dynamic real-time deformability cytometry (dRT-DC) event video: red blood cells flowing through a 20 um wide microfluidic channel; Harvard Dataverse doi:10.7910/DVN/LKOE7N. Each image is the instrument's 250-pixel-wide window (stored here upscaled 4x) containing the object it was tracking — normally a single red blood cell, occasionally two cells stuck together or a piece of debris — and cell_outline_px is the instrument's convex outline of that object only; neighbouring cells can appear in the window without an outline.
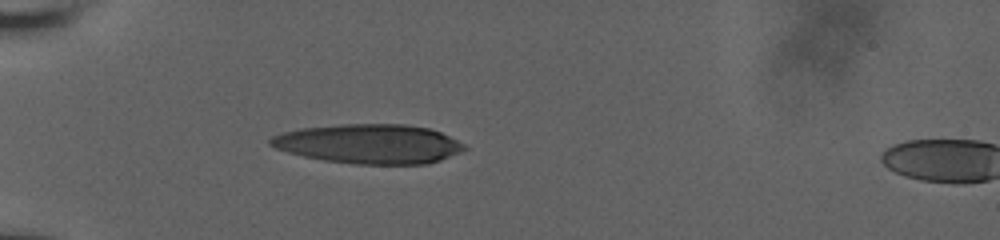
{"species": "human", "species_latin": "Homo sapiens", "temperature_condition": "room temperature", "stored_images_in_passage": 39, "camera_frame_rate_fps": 3000, "um_per_image_px": 0.085, "donor": {"sex": "male"}, "frame": {"image": 1, "passage_image": 1, "time_ms": 0.0, "image_size_px": [1000, 240], "cell_outline_px": [[468, 148], [460, 152], [440, 160], [424, 164], [356, 164], [324, 160], [304, 156], [288, 152], [276, 148], [268, 144], [268, 140], [272, 136], [284, 132], [300, 128], [340, 124], [404, 124], [428, 128], [440, 132], [464, 144]], "centroid_in_image_um": [31.36, 12.22], "position_along_channel_um": 53.6, "area_um2": 44.39}}
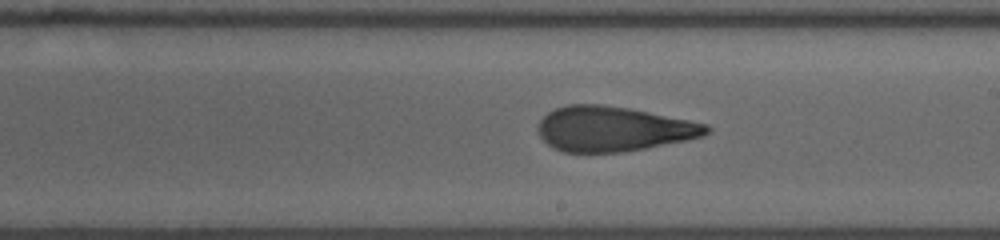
{"frame": {"image": 2, "passage_image": 17, "time_ms": 5.333, "image_size_px": [1000, 240], "cell_outline_px": [[712, 128], [708, 132], [700, 136], [688, 140], [644, 148], [620, 152], [564, 152], [552, 148], [536, 132], [536, 128], [540, 120], [548, 112], [556, 108], [568, 104], [600, 104], [628, 108], [708, 124]], "centroid_in_image_um": [52.08, 10.95], "position_along_channel_um": 236.9, "area_um2": 43.93}}
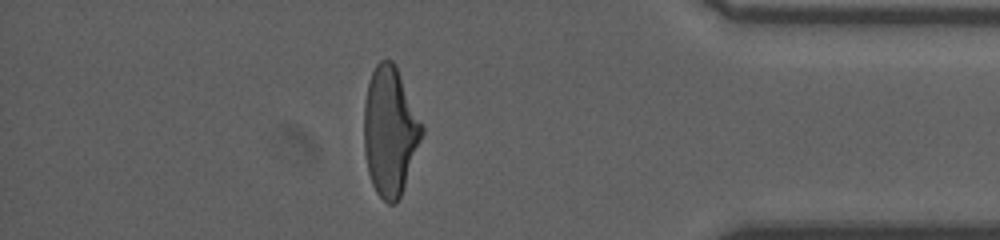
{"frame": {"image": 3, "passage_image": 32, "time_ms": 10.333, "image_size_px": [1000, 240], "cell_outline_px": [[424, 132], [400, 196], [396, 204], [388, 204], [376, 192], [372, 184], [368, 172], [364, 152], [364, 100], [368, 84], [372, 72], [376, 64], [380, 60], [392, 60], [396, 64], [424, 128]], "centroid_in_image_um": [33.13, 11.14], "position_along_channel_um": 402.1, "area_um2": 43.35}, "authors_computed_cell_mechanics": {"area_um2": 44.3904, "velocity_mm_per_s": 3.8569, "shape_relaxation_time_tau1_ms": null, "shape_relaxation_time_tau2_ms": 2.2551, "deformation_change_tau1": null, "deformation_change_tau2": 0.0941}}